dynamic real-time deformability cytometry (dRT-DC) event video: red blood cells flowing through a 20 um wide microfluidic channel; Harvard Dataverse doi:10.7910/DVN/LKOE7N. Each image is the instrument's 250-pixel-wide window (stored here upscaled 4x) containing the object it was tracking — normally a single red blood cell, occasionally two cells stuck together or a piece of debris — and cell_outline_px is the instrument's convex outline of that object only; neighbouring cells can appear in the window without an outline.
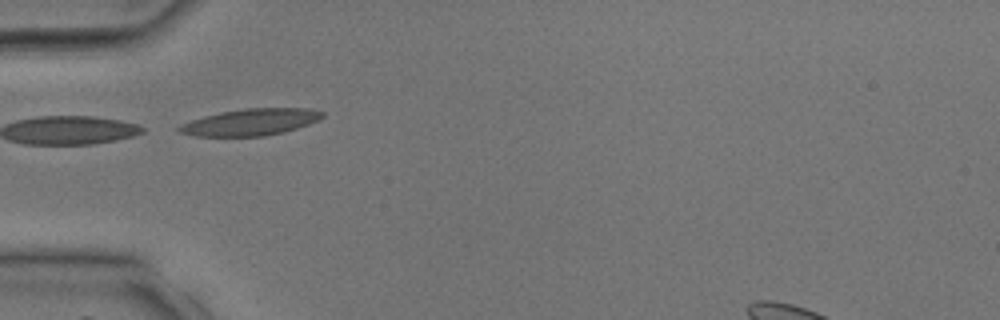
{"species": "common noctule bat (a hibernating species)", "species_latin": "Nyctalus noctula", "temperature_condition": "room temperature", "stored_images_in_passage": 34, "camera_frame_rate_fps": 3000, "um_per_image_px": 0.085, "animal": {"sex": "male", "body_mass_g": 17.9, "forearm_length_mm": 54.2}, "frame": {"image": 1, "passage_image": 8, "time_ms": 2.333, "image_size_px": [1000, 320], "cell_outline_px": [[324, 116], [308, 124], [284, 132], [264, 136], [192, 136], [180, 132], [176, 128], [180, 124], [204, 116], [220, 112], [244, 108], [308, 108], [324, 112]], "centroid_in_image_um": [21.27, 10.38], "position_along_channel_um": 63.7, "area_um2": 22.2}}
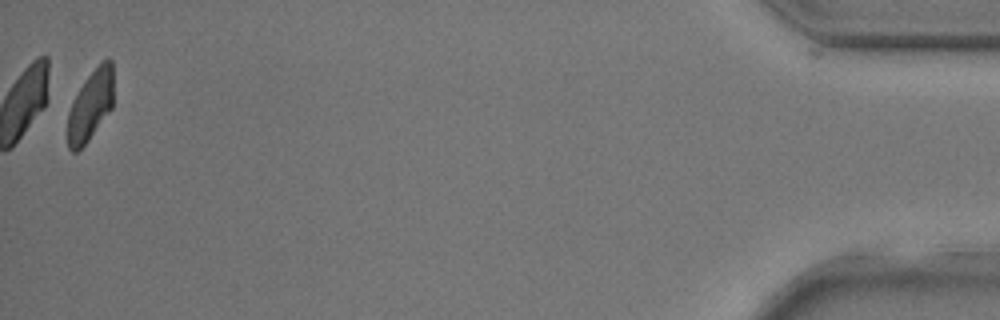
{"frame": {"image": 2, "passage_image": 34, "time_ms": 11.0, "image_size_px": [1000, 320], "cell_outline_px": [[112, 108], [88, 140], [76, 152], [72, 152], [68, 148], [68, 112], [80, 88], [88, 76], [100, 60], [112, 60]], "centroid_in_image_um": [7.69, 8.95], "position_along_channel_um": 427.5, "area_um2": 18.38}}